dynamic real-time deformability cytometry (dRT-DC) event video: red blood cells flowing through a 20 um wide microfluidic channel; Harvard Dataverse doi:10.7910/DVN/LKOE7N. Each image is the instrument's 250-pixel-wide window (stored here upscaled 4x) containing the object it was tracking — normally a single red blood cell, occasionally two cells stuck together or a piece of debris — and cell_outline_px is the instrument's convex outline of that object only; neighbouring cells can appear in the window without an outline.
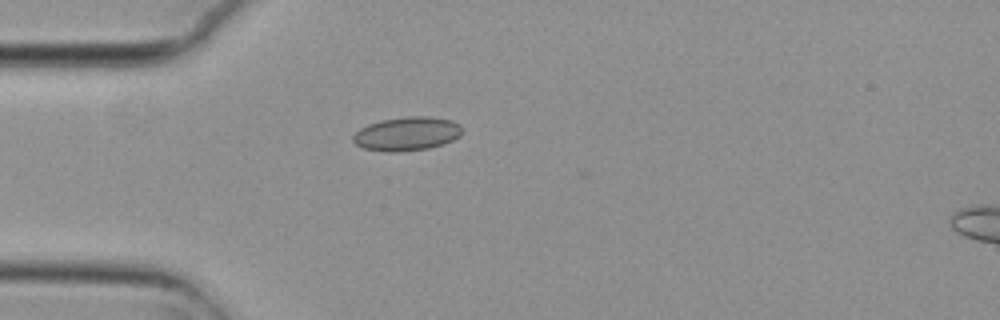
{"species": "common noctule bat (a hibernating species)", "species_latin": "Nyctalus noctula", "temperature_condition": "cold", "stored_images_in_passage": 6, "camera_frame_rate_fps": 3000, "um_per_image_px": 0.085, "animal": {"sex": "female", "body_mass_g": 29.2, "forearm_length_mm": 56.3}, "frame": {"image": 1, "passage_image": 5, "time_ms": 1.333, "image_size_px": [1000, 320], "cell_outline_px": [[464, 128], [460, 136], [444, 144], [428, 148], [400, 152], [388, 152], [364, 148], [356, 144], [352, 140], [352, 136], [360, 128], [368, 124], [380, 120], [408, 116], [432, 116], [452, 120], [460, 124]], "centroid_in_image_um": [34.61, 11.36], "position_along_channel_um": 50.4, "area_um2": 21.73}}